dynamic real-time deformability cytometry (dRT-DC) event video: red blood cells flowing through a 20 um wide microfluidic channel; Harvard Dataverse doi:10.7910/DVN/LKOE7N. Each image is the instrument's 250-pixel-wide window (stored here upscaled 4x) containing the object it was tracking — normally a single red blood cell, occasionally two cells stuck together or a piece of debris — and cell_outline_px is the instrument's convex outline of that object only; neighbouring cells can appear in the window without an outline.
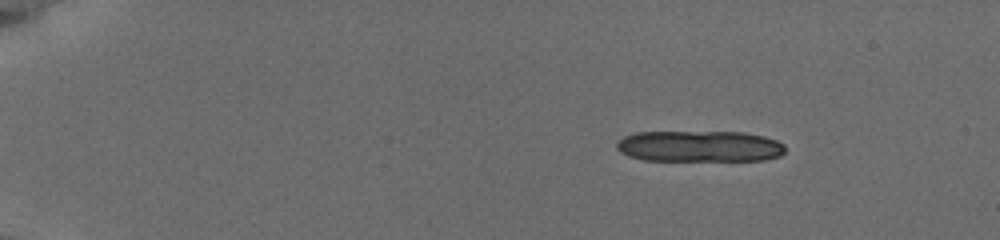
{"species": "common noctule bat (a hibernating species)", "species_latin": "Nyctalus noctula", "temperature_condition": "cold", "stored_images_in_passage": 28, "camera_frame_rate_fps": 3000, "um_per_image_px": 0.085, "animal": {"sex": "female", "body_mass_g": 19.5, "forearm_length_mm": 54.1}, "frame": {"image": 1, "passage_image": 7, "time_ms": 1.0, "image_size_px": [1000, 240], "cell_outline_px": [[784, 152], [780, 156], [764, 160], [644, 160], [628, 156], [620, 152], [616, 148], [616, 140], [624, 136], [636, 132], [744, 132], [764, 136], [776, 140], [784, 144]], "centroid_in_image_um": [59.43, 12.43], "position_along_channel_um": 25.6, "area_um2": 30.81}}